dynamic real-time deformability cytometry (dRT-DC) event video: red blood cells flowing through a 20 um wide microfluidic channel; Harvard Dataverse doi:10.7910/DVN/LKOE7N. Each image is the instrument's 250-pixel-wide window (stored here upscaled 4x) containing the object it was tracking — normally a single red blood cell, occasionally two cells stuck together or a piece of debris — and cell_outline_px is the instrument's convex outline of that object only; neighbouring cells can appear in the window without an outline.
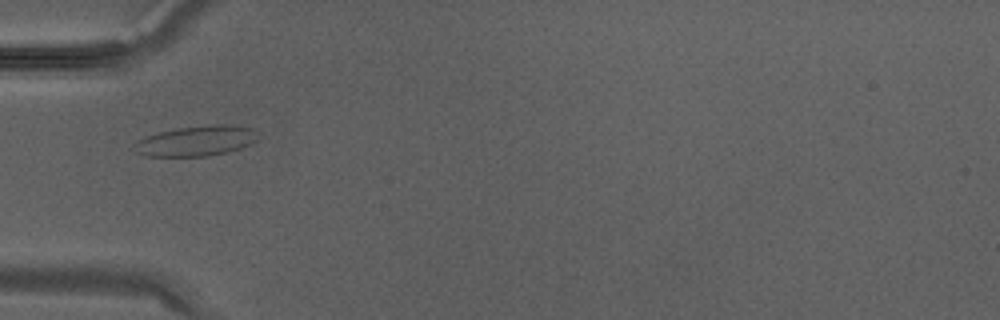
{"species": "Egyptian fruit bat (a non-hibernating species)", "species_latin": "Rousettus aegyptiacus", "temperature_condition": "warm", "stored_images_in_passage": 24, "camera_frame_rate_fps": 3000, "um_per_image_px": 0.085, "animal": {"sex": "male"}, "frame": {"image": 1, "passage_image": 1, "time_ms": 0.0, "image_size_px": [1000, 320], "cell_outline_px": [[256, 140], [252, 144], [240, 148], [208, 156], [144, 156], [136, 152], [136, 140], [144, 136], [176, 128], [212, 124], [232, 124], [252, 128]], "centroid_in_image_um": [16.65, 11.96], "position_along_channel_um": 68.3, "area_um2": 21.68}}
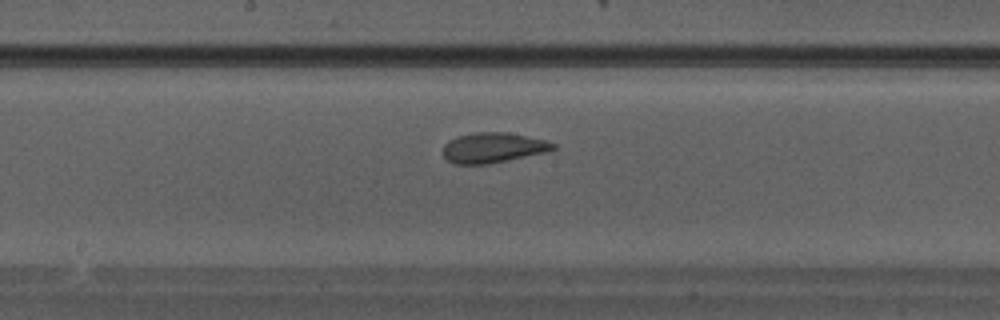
{"frame": {"image": 2, "passage_image": 8, "time_ms": 2.333, "image_size_px": [1000, 320], "cell_outline_px": [[556, 148], [544, 152], [508, 160], [488, 164], [456, 164], [448, 160], [444, 156], [444, 144], [448, 140], [460, 136], [476, 132], [504, 132], [544, 140], [556, 144]], "centroid_in_image_um": [41.88, 12.56], "position_along_channel_um": 206.3, "area_um2": 18.96}}